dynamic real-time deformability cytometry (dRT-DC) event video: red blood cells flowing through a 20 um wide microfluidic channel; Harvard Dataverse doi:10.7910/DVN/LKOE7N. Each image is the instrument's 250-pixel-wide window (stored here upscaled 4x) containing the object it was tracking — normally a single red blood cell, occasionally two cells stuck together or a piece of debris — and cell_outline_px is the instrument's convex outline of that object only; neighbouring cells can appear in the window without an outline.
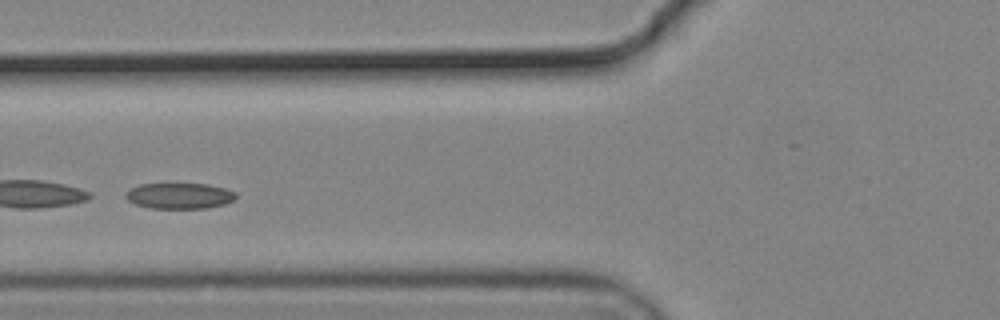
{"species": "common noctule bat (a hibernating species)", "species_latin": "Nyctalus noctula", "temperature_condition": "cold", "stored_images_in_passage": 42, "camera_frame_rate_fps": 3000, "um_per_image_px": 0.085, "animal": {"sex": "male", "body_mass_g": 19.2, "forearm_length_mm": 51.8}, "frame": {"image": 1, "passage_image": 16, "time_ms": 5.0, "image_size_px": [1000, 320], "cell_outline_px": [[236, 200], [224, 204], [208, 208], [152, 208], [136, 204], [128, 200], [124, 196], [132, 188], [140, 184], [168, 180], [208, 184], [224, 188], [236, 192]], "centroid_in_image_um": [15.26, 16.58], "position_along_channel_um": 110.5, "area_um2": 17.46}}
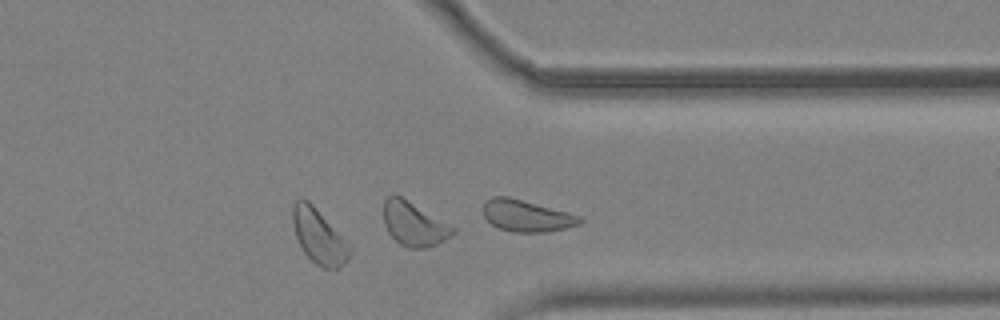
{"frame": {"image": 2, "passage_image": 37, "time_ms": 12.0, "image_size_px": [1000, 320], "cell_outline_px": [[584, 220], [580, 224], [548, 232], [512, 232], [500, 228], [492, 224], [484, 216], [484, 200], [492, 196], [508, 196], [568, 212], [580, 216]], "centroid_in_image_um": [44.76, 18.33], "position_along_channel_um": 366.6, "area_um2": 17.8}}
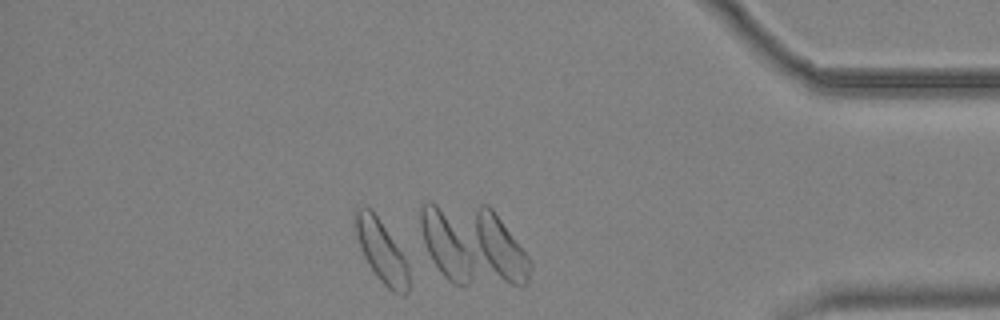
{"frame": {"image": 3, "passage_image": 41, "time_ms": 13.333, "image_size_px": [1000, 320], "cell_outline_px": [[408, 292], [404, 296], [400, 296], [392, 292], [376, 276], [368, 264], [364, 256], [352, 228], [352, 212], [356, 204], [364, 204], [372, 208], [404, 256], [408, 264]], "centroid_in_image_um": [32.33, 21.24], "position_along_channel_um": 402.9, "area_um2": 20.11}, "authors_computed_cell_mechanics": {"area_um2": 17.7157, "velocity_mm_per_s": 3.6703, "shape_relaxation_time_tau1_ms": null, "shape_relaxation_time_tau2_ms": 2.5907, "deformation_change_tau1": null, "deformation_change_tau2": 0.0736}}